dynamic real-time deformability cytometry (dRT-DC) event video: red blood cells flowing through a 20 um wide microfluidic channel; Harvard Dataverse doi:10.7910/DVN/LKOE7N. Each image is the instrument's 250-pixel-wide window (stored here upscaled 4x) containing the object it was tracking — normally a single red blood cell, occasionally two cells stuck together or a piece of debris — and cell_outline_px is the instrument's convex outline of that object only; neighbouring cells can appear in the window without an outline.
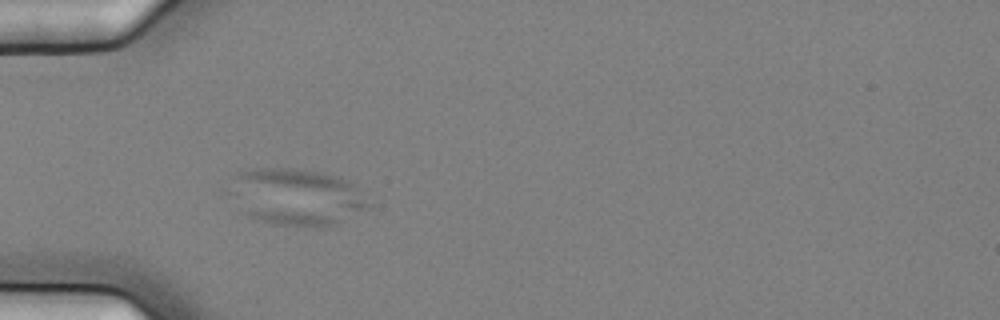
{"species": "common noctule bat (a hibernating species)", "species_latin": "Nyctalus noctula", "temperature_condition": "cold", "stored_images_in_passage": 6, "camera_frame_rate_fps": 3000, "um_per_image_px": 0.085, "animal": {"sex": "female", "body_mass_g": 25.1}, "frame": {"image": 1, "passage_image": 5, "time_ms": 1.333, "image_size_px": [1000, 320], "cell_outline_px": [[372, 208], [336, 224], [320, 228], [272, 224], [248, 216], [224, 192], [236, 172], [256, 168], [292, 168], [340, 176], [348, 180], [372, 204]], "centroid_in_image_um": [25.16, 16.74], "position_along_channel_um": 59.8, "area_um2": 46.93}}